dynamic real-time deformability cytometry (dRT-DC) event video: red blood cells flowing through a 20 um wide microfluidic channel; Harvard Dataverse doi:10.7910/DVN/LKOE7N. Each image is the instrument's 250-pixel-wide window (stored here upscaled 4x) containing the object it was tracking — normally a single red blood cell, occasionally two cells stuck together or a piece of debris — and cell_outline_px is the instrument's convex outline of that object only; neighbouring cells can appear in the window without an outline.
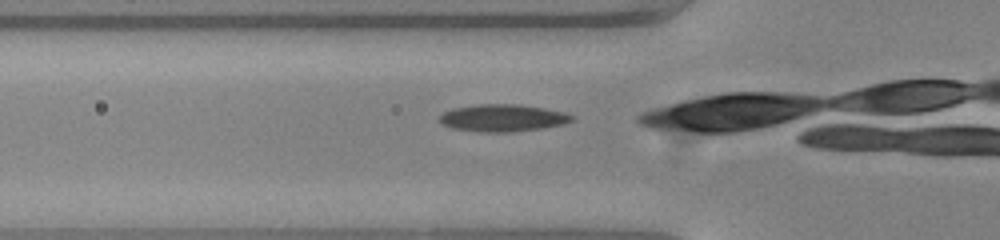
{"species": "common noctule bat (a hibernating species)", "species_latin": "Nyctalus noctula", "temperature_condition": "warm", "stored_images_in_passage": 17, "camera_frame_rate_fps": 3000, "um_per_image_px": 0.085, "animal": {"sex": "female", "body_mass_g": 23.0, "forearm_length_mm": 53.4}, "frame": {"image": 1, "passage_image": 12, "time_ms": 3.667, "image_size_px": [1000, 240], "cell_outline_px": [[572, 120], [564, 124], [540, 128], [512, 132], [480, 132], [452, 128], [444, 124], [440, 120], [440, 116], [444, 112], [452, 108], [480, 104], [520, 104], [544, 108], [564, 112], [572, 116]], "centroid_in_image_um": [42.72, 10.02], "position_along_channel_um": 83.1, "area_um2": 20.81}}